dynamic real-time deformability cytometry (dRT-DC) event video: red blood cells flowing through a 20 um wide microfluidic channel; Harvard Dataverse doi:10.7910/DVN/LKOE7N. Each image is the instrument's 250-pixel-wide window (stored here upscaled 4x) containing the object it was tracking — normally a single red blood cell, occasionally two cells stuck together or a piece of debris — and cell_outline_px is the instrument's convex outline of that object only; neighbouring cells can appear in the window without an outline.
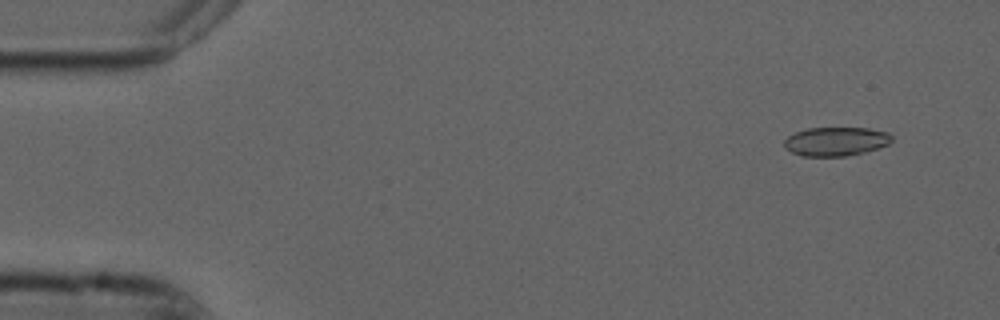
{"species": "common noctule bat (a hibernating species)", "species_latin": "Nyctalus noctula", "temperature_condition": "cold", "stored_images_in_passage": 51, "camera_frame_rate_fps": 3000, "um_per_image_px": 0.085, "animal": {"sex": "male", "forearm_length_mm": 52.5}, "frame": {"image": 1, "passage_image": 1, "time_ms": 0.0, "image_size_px": [1000, 320], "cell_outline_px": [[892, 140], [888, 144], [864, 152], [844, 156], [800, 156], [784, 148], [784, 140], [788, 136], [796, 132], [808, 128], [868, 128], [888, 132], [892, 136]], "centroid_in_image_um": [71.03, 12.02], "position_along_channel_um": 14.0, "area_um2": 18.03}}
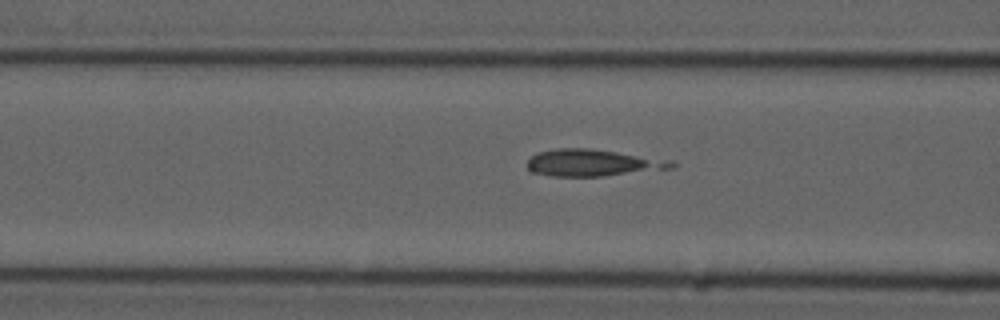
{"frame": {"image": 2, "passage_image": 18, "time_ms": 5.667, "image_size_px": [1000, 320], "cell_outline_px": [[676, 168], [604, 176], [552, 176], [528, 172], [528, 160], [536, 152], [556, 148], [592, 148], [672, 160], [676, 164]], "centroid_in_image_um": [50.39, 13.84], "position_along_channel_um": 116.2, "area_um2": 22.89}}
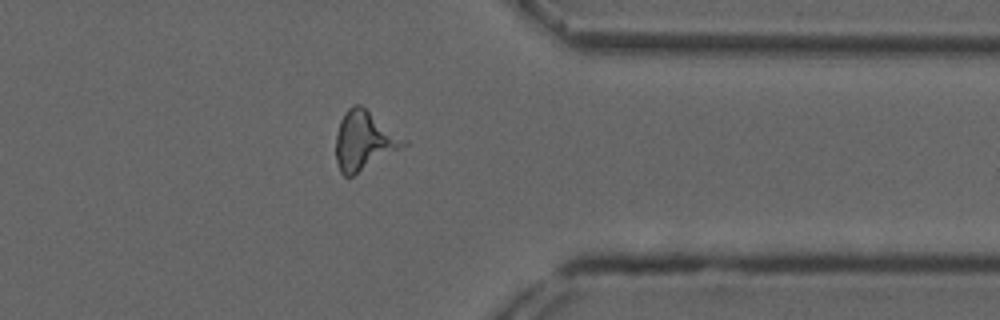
{"frame": {"image": 3, "passage_image": 40, "time_ms": 13.0, "image_size_px": [1000, 320], "cell_outline_px": [[408, 144], [352, 176], [344, 176], [340, 172], [336, 160], [336, 132], [340, 120], [344, 112], [348, 108], [356, 104], [360, 104], [408, 140]], "centroid_in_image_um": [30.94, 11.94], "position_along_channel_um": 380.5, "area_um2": 23.12}}